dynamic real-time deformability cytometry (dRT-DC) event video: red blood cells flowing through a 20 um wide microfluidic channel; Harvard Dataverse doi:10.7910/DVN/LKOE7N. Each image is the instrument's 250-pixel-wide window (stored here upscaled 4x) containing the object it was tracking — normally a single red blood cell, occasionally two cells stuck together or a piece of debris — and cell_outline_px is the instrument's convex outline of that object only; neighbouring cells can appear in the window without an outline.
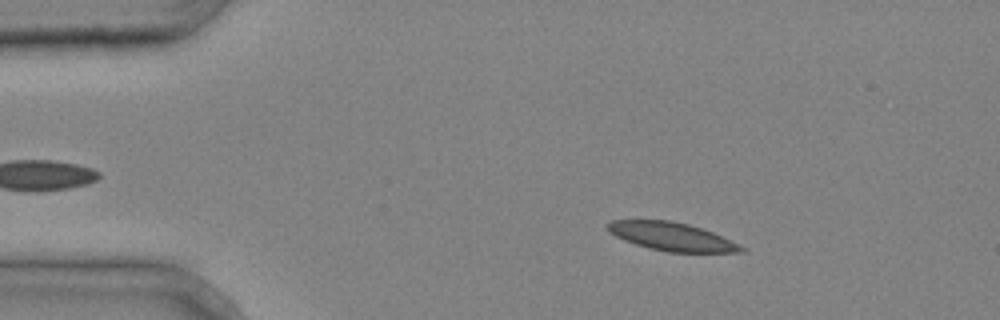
{"species": "common noctule bat (a hibernating species)", "species_latin": "Nyctalus noctula", "temperature_condition": "cold", "stored_images_in_passage": 37, "camera_frame_rate_fps": 3000, "um_per_image_px": 0.085, "animal": {"sex": "male", "body_mass_g": 20.4}, "frame": {"image": 1, "passage_image": 6, "time_ms": 1.667, "image_size_px": [1000, 320], "cell_outline_px": [[744, 252], [668, 252], [648, 248], [624, 240], [608, 232], [604, 228], [604, 224], [612, 220], [668, 220], [688, 224], [712, 232], [744, 248]], "centroid_in_image_um": [56.98, 20.1], "position_along_channel_um": 28.0, "area_um2": 21.79}}
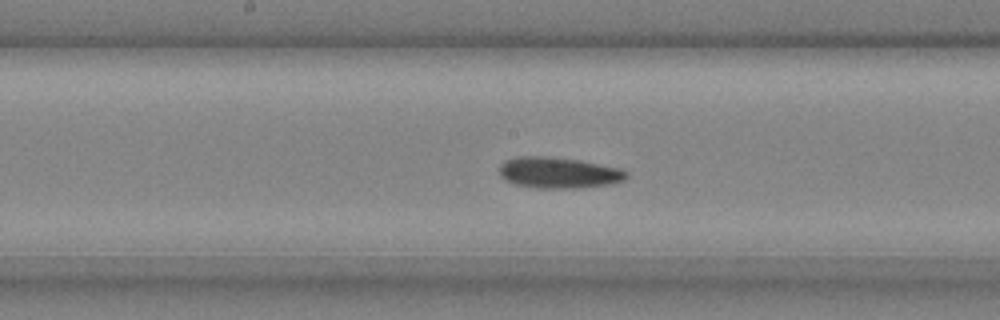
{"frame": {"image": 2, "passage_image": 21, "time_ms": 6.667, "image_size_px": [1000, 320], "cell_outline_px": [[628, 176], [624, 180], [608, 184], [576, 188], [532, 188], [516, 184], [504, 180], [500, 176], [500, 164], [504, 160], [516, 156], [548, 156], [580, 160], [620, 168], [628, 172]], "centroid_in_image_um": [47.44, 14.67], "position_along_channel_um": 200.8, "area_um2": 23.18}}
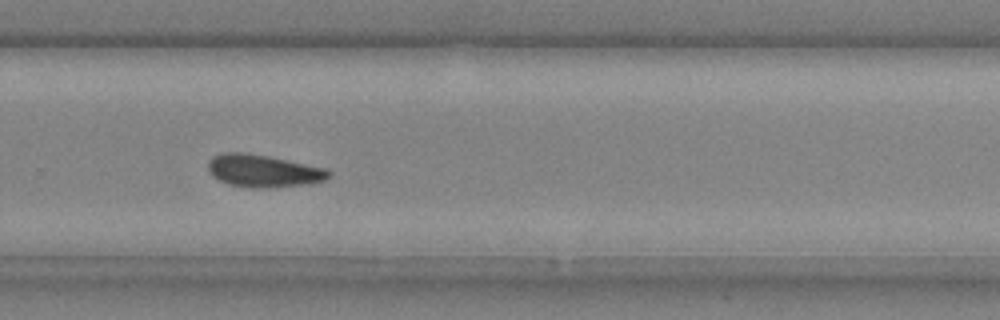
{"frame": {"image": 3, "passage_image": 28, "time_ms": 9.0, "image_size_px": [1000, 320], "cell_outline_px": [[332, 176], [324, 180], [312, 184], [264, 188], [248, 188], [228, 184], [212, 176], [208, 168], [208, 160], [212, 156], [224, 152], [244, 152], [268, 156], [328, 168], [332, 172]], "centroid_in_image_um": [22.41, 14.53], "position_along_channel_um": 307.4, "area_um2": 23.24}}